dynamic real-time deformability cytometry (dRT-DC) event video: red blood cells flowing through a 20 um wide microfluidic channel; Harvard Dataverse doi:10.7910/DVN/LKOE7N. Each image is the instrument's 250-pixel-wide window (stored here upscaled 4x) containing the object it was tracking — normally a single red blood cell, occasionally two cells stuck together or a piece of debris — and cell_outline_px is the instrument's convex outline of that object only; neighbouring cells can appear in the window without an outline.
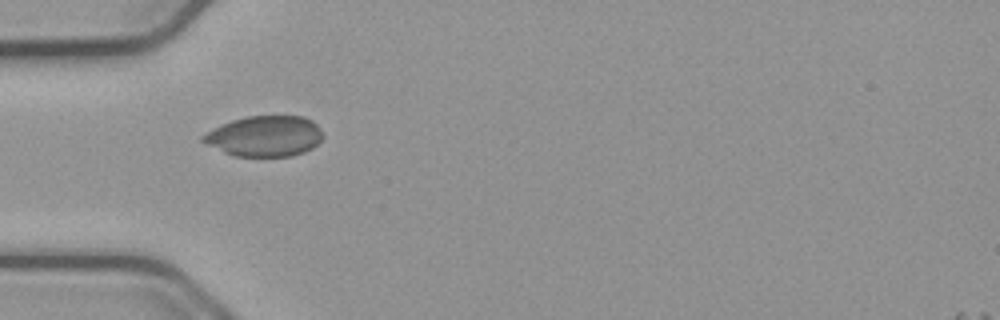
{"species": "common noctule bat (a hibernating species)", "species_latin": "Nyctalus noctula", "temperature_condition": "cold", "stored_images_in_passage": 35, "camera_frame_rate_fps": 3000, "um_per_image_px": 0.085, "animal": {"sex": "male", "body_mass_g": 23.1, "forearm_length_mm": 52.7}, "frame": {"image": 1, "passage_image": 1, "time_ms": 0.0, "image_size_px": [1000, 320], "cell_outline_px": [[324, 136], [312, 148], [304, 152], [292, 156], [236, 156], [224, 152], [200, 140], [200, 136], [220, 124], [232, 120], [248, 116], [304, 116], [312, 120], [320, 128]], "centroid_in_image_um": [22.51, 11.56], "position_along_channel_um": 62.5, "area_um2": 28.38}}
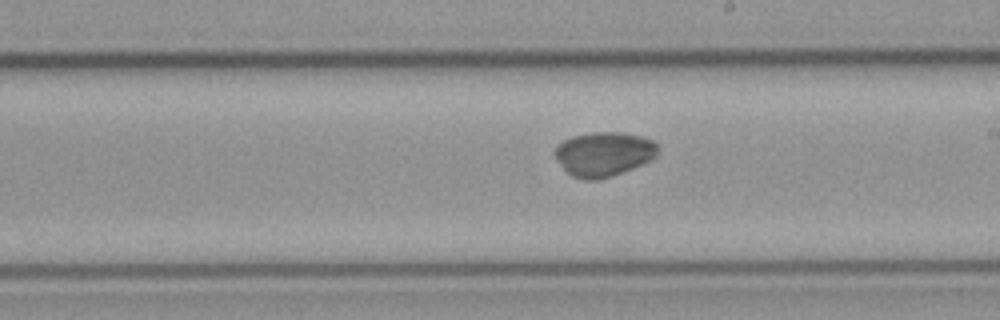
{"frame": {"image": 2, "passage_image": 15, "time_ms": 4.667, "image_size_px": [1000, 320], "cell_outline_px": [[656, 156], [652, 160], [612, 176], [600, 180], [584, 180], [572, 176], [556, 160], [552, 152], [564, 140], [572, 136], [592, 132], [624, 132], [640, 136], [652, 140], [656, 144]], "centroid_in_image_um": [51.29, 13.09], "position_along_channel_um": 237.7, "area_um2": 26.65}}
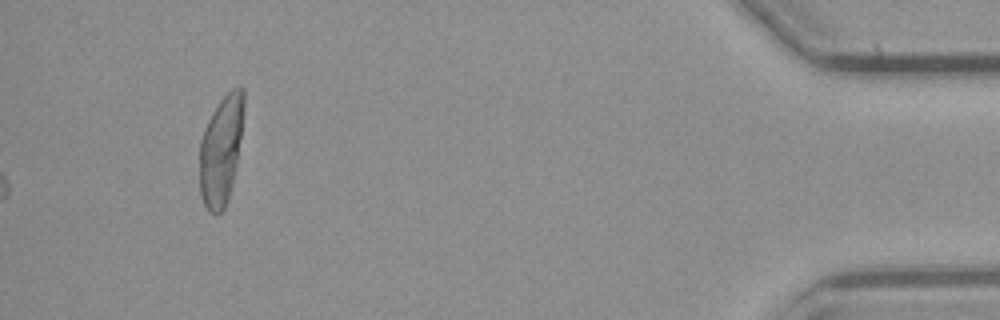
{"frame": {"image": 3, "passage_image": 35, "time_ms": 11.333, "image_size_px": [1000, 320], "cell_outline_px": [[244, 108], [236, 164], [232, 184], [228, 200], [224, 208], [216, 216], [208, 212], [204, 204], [200, 192], [200, 140], [204, 128], [212, 112], [220, 100], [232, 88], [240, 84], [244, 88]], "centroid_in_image_um": [18.78, 12.75], "position_along_channel_um": 416.4, "area_um2": 28.15}, "authors_computed_cell_mechanics": {"area_um2": 26.4146, "velocity_mm_per_s": 3.7669, "shape_relaxation_time_tau1_ms": 5.7885, "shape_relaxation_time_tau2_ms": null, "deformation_change_tau1": 0.123, "deformation_change_tau2": null}}